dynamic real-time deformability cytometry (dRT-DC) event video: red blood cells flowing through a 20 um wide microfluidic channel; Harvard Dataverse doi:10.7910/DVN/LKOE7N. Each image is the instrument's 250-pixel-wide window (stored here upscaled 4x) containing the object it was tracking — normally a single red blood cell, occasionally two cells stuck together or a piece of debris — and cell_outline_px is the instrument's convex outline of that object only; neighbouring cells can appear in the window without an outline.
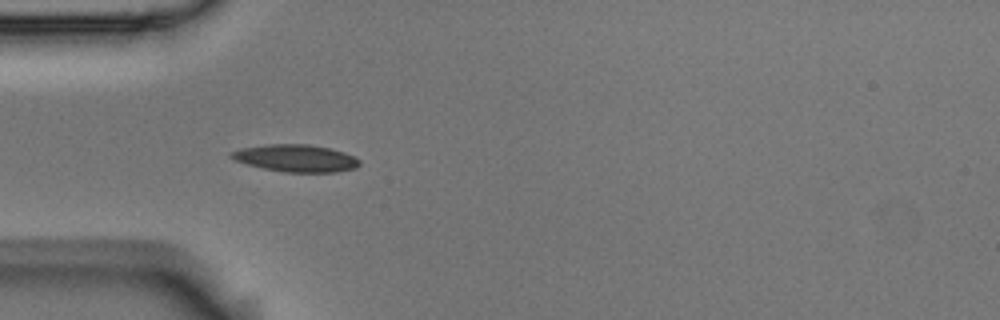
{"species": "Egyptian fruit bat (a non-hibernating species)", "species_latin": "Rousettus aegyptiacus", "temperature_condition": "room temperature", "stored_images_in_passage": 4, "camera_frame_rate_fps": 3000, "um_per_image_px": 0.085, "animal": {"sex": "male"}, "frame": {"image": 1, "passage_image": 4, "time_ms": 1.0, "image_size_px": [1000, 320], "cell_outline_px": [[360, 164], [356, 168], [336, 172], [284, 172], [264, 168], [248, 164], [236, 160], [228, 156], [228, 152], [240, 148], [268, 144], [308, 144], [332, 148], [344, 152], [360, 160]], "centroid_in_image_um": [25.14, 13.44], "position_along_channel_um": 59.9, "area_um2": 20.4}}